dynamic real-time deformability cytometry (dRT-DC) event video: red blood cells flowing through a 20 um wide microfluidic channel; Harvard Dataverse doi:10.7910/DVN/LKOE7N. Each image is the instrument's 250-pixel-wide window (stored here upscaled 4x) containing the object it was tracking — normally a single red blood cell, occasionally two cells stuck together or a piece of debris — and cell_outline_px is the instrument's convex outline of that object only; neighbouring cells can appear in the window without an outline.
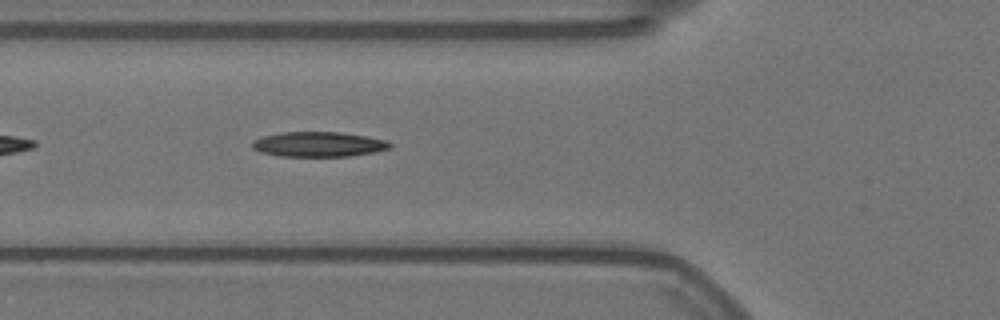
{"species": "Egyptian fruit bat (a non-hibernating species)", "species_latin": "Rousettus aegyptiacus", "temperature_condition": "warm", "stored_images_in_passage": 41, "camera_frame_rate_fps": 3000, "um_per_image_px": 0.085, "animal": {"sex": "female"}, "frame": {"image": 1, "passage_image": 6, "time_ms": 1.667, "image_size_px": [1000, 320], "cell_outline_px": [[392, 148], [376, 152], [348, 156], [280, 156], [260, 152], [252, 148], [252, 140], [264, 136], [284, 132], [340, 132], [388, 140], [392, 144]], "centroid_in_image_um": [27.1, 12.27], "position_along_channel_um": 98.7, "area_um2": 20.06}}
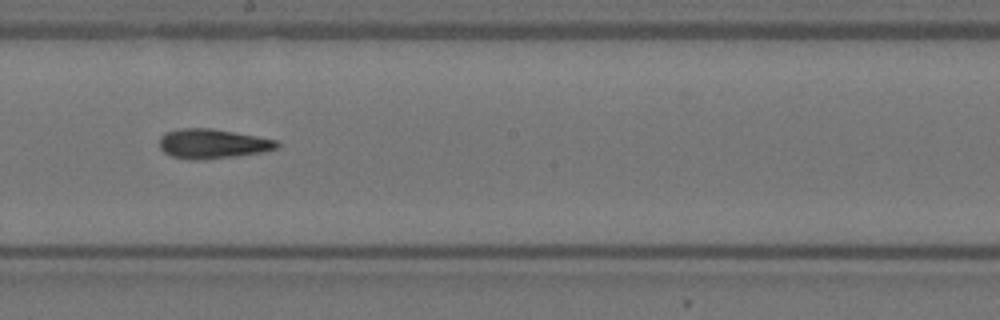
{"frame": {"image": 2, "passage_image": 17, "time_ms": 5.333, "image_size_px": [1000, 320], "cell_outline_px": [[280, 144], [276, 148], [260, 152], [236, 156], [192, 160], [172, 156], [164, 152], [160, 148], [160, 136], [164, 132], [180, 128], [212, 128], [256, 136], [276, 140]], "centroid_in_image_um": [18.02, 12.2], "position_along_channel_um": 230.2, "area_um2": 20.06}}
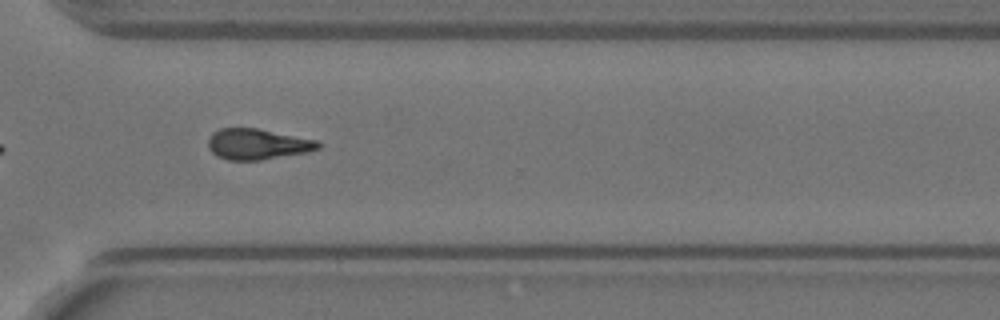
{"frame": {"image": 3, "passage_image": 27, "time_ms": 8.667, "image_size_px": [1000, 320], "cell_outline_px": [[320, 148], [304, 152], [260, 160], [228, 160], [216, 156], [208, 148], [208, 136], [212, 132], [220, 128], [256, 128], [316, 140], [320, 144]], "centroid_in_image_um": [21.8, 12.25], "position_along_channel_um": 348.8, "area_um2": 19.54}, "authors_computed_cell_mechanics": {"area_um2": 19.8254, "velocity_mm_per_s": 3.5655, "shape_relaxation_time_tau1_ms": 9.7264, "shape_relaxation_time_tau2_ms": 7.4224, "deformation_change_tau1": 0.2569, "deformation_change_tau2": 0.1919}}